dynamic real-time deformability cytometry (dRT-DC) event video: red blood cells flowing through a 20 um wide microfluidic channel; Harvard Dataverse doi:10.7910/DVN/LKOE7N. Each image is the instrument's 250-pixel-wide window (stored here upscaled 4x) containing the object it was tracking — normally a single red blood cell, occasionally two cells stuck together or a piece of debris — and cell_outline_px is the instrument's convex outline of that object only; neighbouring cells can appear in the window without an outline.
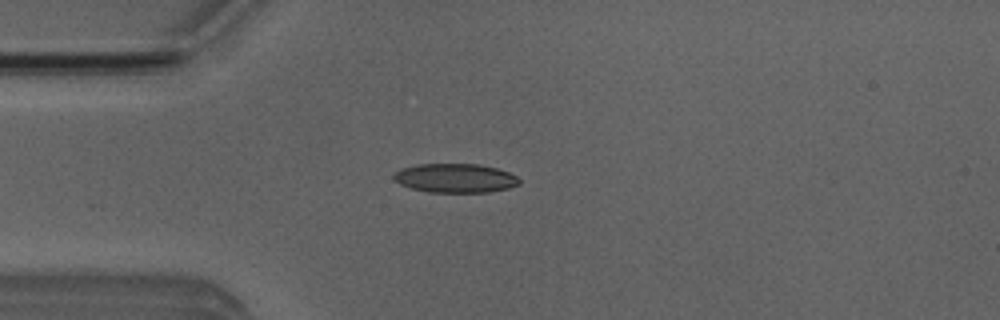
{"species": "Egyptian fruit bat (a non-hibernating species)", "species_latin": "Rousettus aegyptiacus", "temperature_condition": "room temperature", "stored_images_in_passage": 13, "camera_frame_rate_fps": 3000, "um_per_image_px": 0.085, "animal": {"sex": "male"}, "frame": {"image": 1, "passage_image": 9, "time_ms": 2.667, "image_size_px": [1000, 320], "cell_outline_px": [[520, 184], [508, 188], [488, 192], [428, 192], [412, 188], [400, 184], [392, 176], [400, 168], [416, 164], [480, 164], [496, 168], [508, 172], [516, 176], [520, 180]], "centroid_in_image_um": [38.69, 15.13], "position_along_channel_um": 46.3, "area_um2": 21.21}}